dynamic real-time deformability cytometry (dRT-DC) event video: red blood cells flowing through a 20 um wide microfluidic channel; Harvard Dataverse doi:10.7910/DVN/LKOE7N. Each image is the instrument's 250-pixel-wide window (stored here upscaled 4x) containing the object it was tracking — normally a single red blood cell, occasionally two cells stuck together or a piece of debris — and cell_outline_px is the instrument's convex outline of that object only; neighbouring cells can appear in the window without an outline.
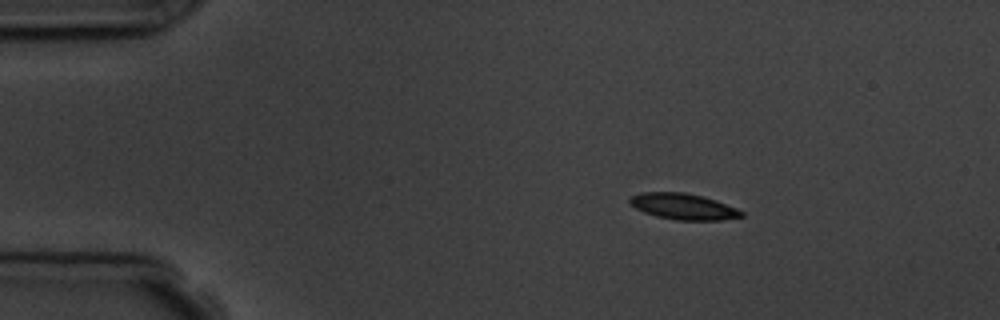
{"species": "common noctule bat (a hibernating species)", "species_latin": "Nyctalus noctula", "temperature_condition": "room temperature", "stored_images_in_passage": 4, "camera_frame_rate_fps": 3000, "um_per_image_px": 0.085, "animal": {"sex": "male", "body_mass_g": 19.5, "forearm_length_mm": 54.6}, "frame": {"image": 1, "passage_image": 2, "time_ms": 1.0, "image_size_px": [1000, 320], "cell_outline_px": [[744, 216], [720, 220], [676, 220], [656, 216], [644, 212], [628, 204], [628, 200], [632, 196], [640, 192], [684, 192], [716, 200], [736, 208], [744, 212]], "centroid_in_image_um": [58.06, 17.55], "position_along_channel_um": 26.9, "area_um2": 16.94}}